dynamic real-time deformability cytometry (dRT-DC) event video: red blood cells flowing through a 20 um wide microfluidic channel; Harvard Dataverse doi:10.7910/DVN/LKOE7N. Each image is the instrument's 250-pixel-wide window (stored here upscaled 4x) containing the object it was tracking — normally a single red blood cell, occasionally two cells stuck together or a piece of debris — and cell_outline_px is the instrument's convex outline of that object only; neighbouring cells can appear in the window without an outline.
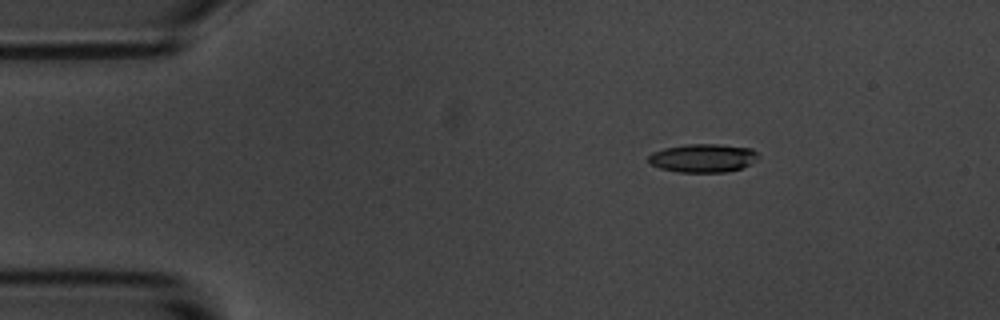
{"species": "common noctule bat (a hibernating species)", "species_latin": "Nyctalus noctula", "temperature_condition": "room temperature", "stored_images_in_passage": 3, "camera_frame_rate_fps": 3000, "um_per_image_px": 0.085, "animal": {"sex": "male", "body_mass_g": 20.1, "forearm_length_mm": 53.5}, "frame": {"image": 1, "passage_image": 1, "time_ms": 0.0, "image_size_px": [1000, 320], "cell_outline_px": [[760, 156], [756, 160], [740, 168], [724, 172], [680, 172], [660, 168], [648, 164], [648, 156], [652, 152], [664, 148], [688, 144], [716, 144], [752, 148]], "centroid_in_image_um": [59.72, 13.43], "position_along_channel_um": 25.3, "area_um2": 18.15}}